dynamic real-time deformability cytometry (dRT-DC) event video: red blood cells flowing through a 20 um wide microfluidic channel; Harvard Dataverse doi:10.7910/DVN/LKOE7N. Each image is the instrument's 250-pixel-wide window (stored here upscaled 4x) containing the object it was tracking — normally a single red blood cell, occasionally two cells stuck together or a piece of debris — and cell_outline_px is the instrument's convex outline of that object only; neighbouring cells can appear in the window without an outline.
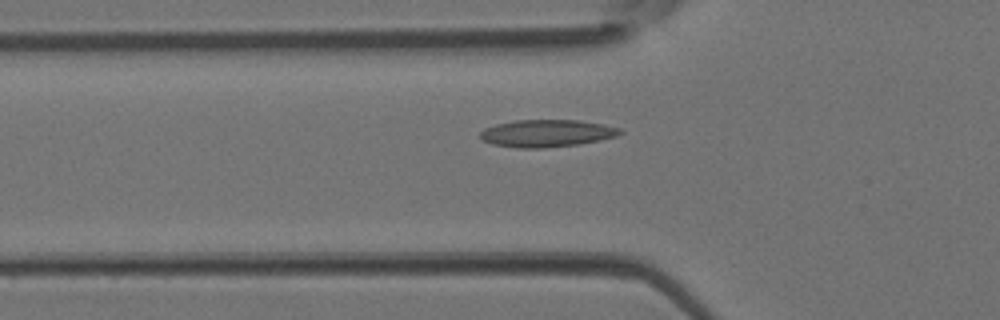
{"species": "Egyptian fruit bat (a non-hibernating species)", "species_latin": "Rousettus aegyptiacus", "temperature_condition": "room temperature", "stored_images_in_passage": 32, "camera_frame_rate_fps": 3000, "um_per_image_px": 0.085, "animal": {"sex": "female"}, "frame": {"image": 1, "passage_image": 7, "time_ms": 2.0, "image_size_px": [1000, 320], "cell_outline_px": [[624, 132], [616, 136], [600, 140], [580, 144], [544, 148], [520, 148], [492, 144], [484, 140], [480, 136], [480, 132], [484, 128], [496, 124], [516, 120], [580, 120], [604, 124], [620, 128]], "centroid_in_image_um": [46.5, 11.33], "position_along_channel_um": 79.3, "area_um2": 22.31}}
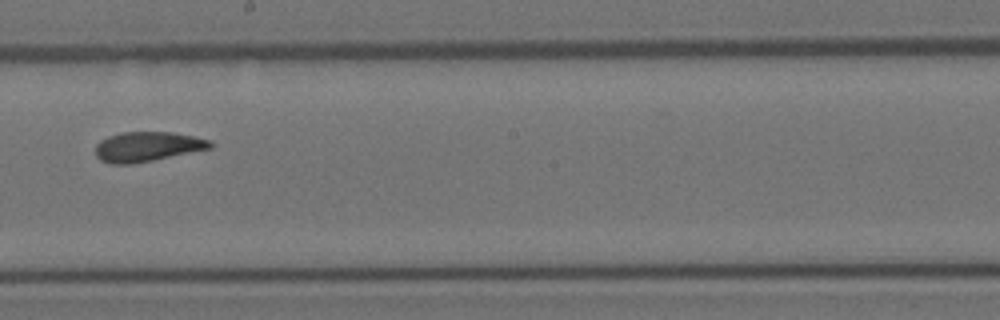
{"frame": {"image": 2, "passage_image": 17, "time_ms": 5.333, "image_size_px": [1000, 320], "cell_outline_px": [[212, 148], [132, 164], [112, 164], [100, 160], [96, 156], [96, 144], [100, 140], [108, 136], [124, 132], [172, 132], [212, 140]], "centroid_in_image_um": [12.51, 12.46], "position_along_channel_um": 235.7, "area_um2": 19.83}}
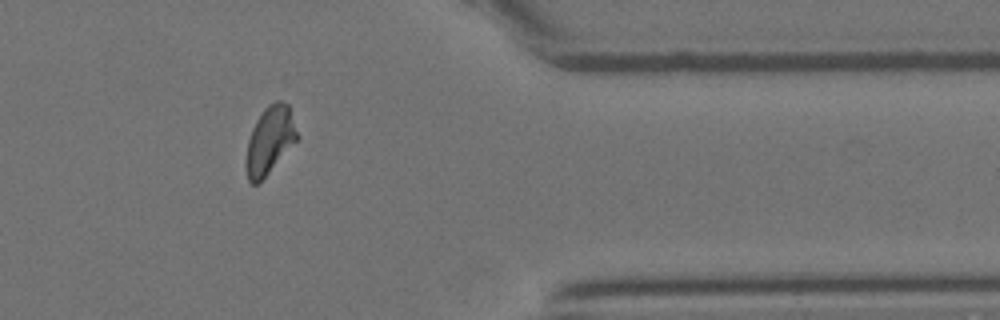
{"frame": {"image": 3, "passage_image": 28, "time_ms": 9.0, "image_size_px": [1000, 320], "cell_outline_px": [[300, 136], [268, 172], [256, 184], [252, 184], [248, 180], [244, 164], [248, 140], [252, 128], [256, 120], [264, 108], [268, 104], [276, 100], [280, 100], [288, 104]], "centroid_in_image_um": [22.91, 11.88], "position_along_channel_um": 388.5, "area_um2": 20.0}}